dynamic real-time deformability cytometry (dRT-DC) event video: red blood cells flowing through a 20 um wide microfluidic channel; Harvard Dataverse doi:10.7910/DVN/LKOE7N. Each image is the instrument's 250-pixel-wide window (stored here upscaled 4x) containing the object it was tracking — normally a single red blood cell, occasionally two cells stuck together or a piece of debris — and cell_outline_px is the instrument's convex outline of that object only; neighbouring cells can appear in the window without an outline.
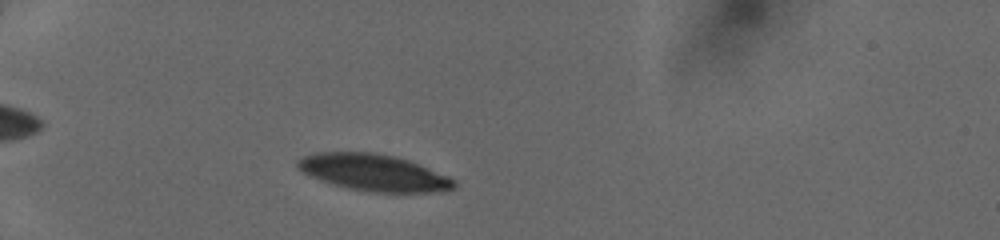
{"species": "human", "species_latin": "Homo sapiens", "temperature_condition": "cold", "stored_images_in_passage": 39, "camera_frame_rate_fps": 3000, "um_per_image_px": 0.085, "donor": {"sex": "female"}, "frame": {"image": 1, "passage_image": 6, "time_ms": 1.667, "image_size_px": [1000, 240], "cell_outline_px": [[456, 188], [440, 192], [368, 192], [348, 188], [320, 180], [308, 176], [300, 172], [296, 168], [296, 160], [300, 156], [316, 152], [376, 152], [396, 156], [408, 160], [448, 176], [456, 180]], "centroid_in_image_um": [31.72, 14.66], "position_along_channel_um": 53.3, "area_um2": 33.87}}
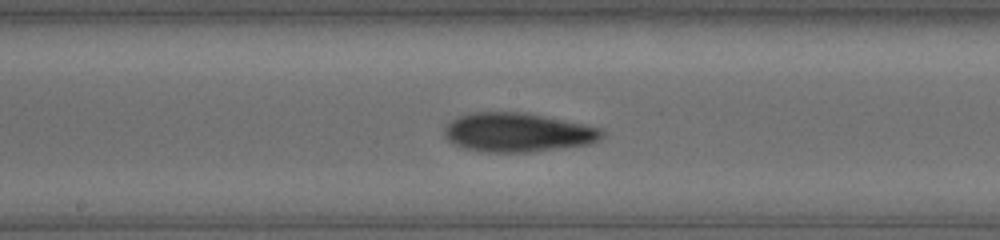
{"frame": {"image": 2, "passage_image": 19, "time_ms": 6.0, "image_size_px": [1000, 240], "cell_outline_px": [[604, 136], [600, 140], [592, 144], [532, 152], [480, 152], [464, 148], [448, 140], [444, 136], [444, 128], [452, 120], [460, 116], [472, 112], [524, 112], [584, 124], [600, 128], [604, 132]], "centroid_in_image_um": [44.03, 11.26], "position_along_channel_um": 204.2, "area_um2": 36.01}}
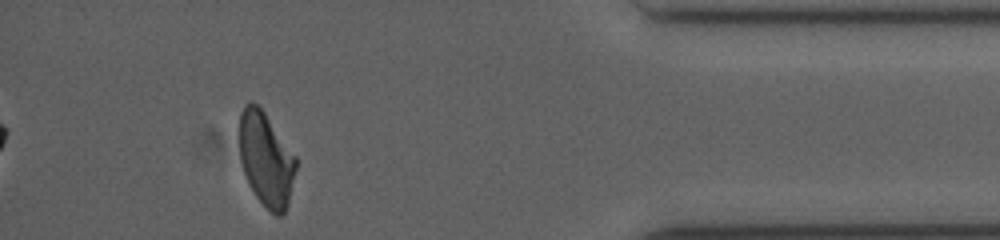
{"frame": {"image": 3, "passage_image": 36, "time_ms": 11.667, "image_size_px": [1000, 240], "cell_outline_px": [[296, 168], [288, 204], [284, 212], [280, 216], [276, 216], [256, 196], [244, 172], [240, 160], [240, 112], [244, 104], [252, 100], [264, 112], [296, 156]], "centroid_in_image_um": [22.61, 13.51], "position_along_channel_um": 412.6, "area_um2": 30.52}}